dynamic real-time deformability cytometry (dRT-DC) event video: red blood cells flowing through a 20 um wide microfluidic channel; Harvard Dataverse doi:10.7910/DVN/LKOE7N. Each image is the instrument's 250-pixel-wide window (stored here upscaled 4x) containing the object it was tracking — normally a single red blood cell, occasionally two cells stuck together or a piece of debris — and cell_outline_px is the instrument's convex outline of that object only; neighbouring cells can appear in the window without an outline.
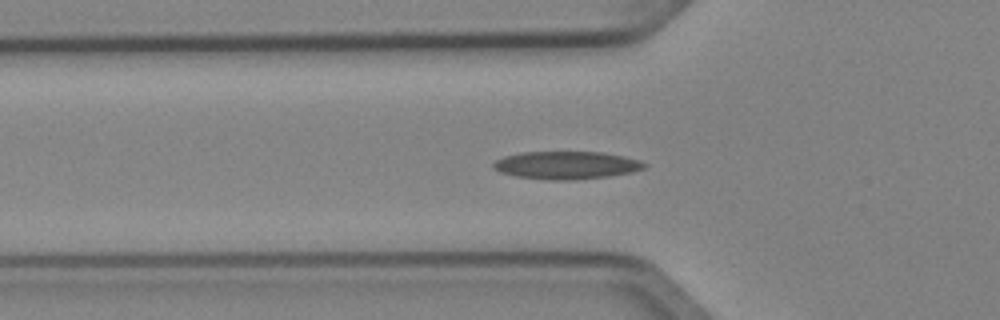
{"species": "Egyptian fruit bat (a non-hibernating species)", "species_latin": "Rousettus aegyptiacus", "temperature_condition": "cold", "stored_images_in_passage": 28, "camera_frame_rate_fps": 3000, "um_per_image_px": 0.085, "animal": {"sex": "female"}, "frame": {"image": 1, "passage_image": 10, "time_ms": 3.0, "image_size_px": [1000, 320], "cell_outline_px": [[648, 164], [644, 168], [632, 172], [608, 176], [572, 180], [548, 180], [516, 176], [500, 172], [492, 168], [492, 164], [496, 160], [504, 156], [520, 152], [604, 152], [624, 156], [640, 160]], "centroid_in_image_um": [48.14, 14.04], "position_along_channel_um": 77.7, "area_um2": 24.57}}
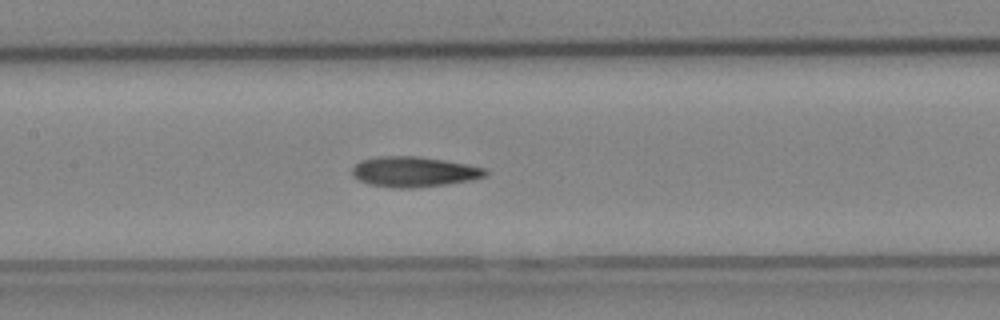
{"frame": {"image": 2, "passage_image": 17, "time_ms": 5.333, "image_size_px": [1000, 320], "cell_outline_px": [[488, 172], [484, 176], [472, 180], [448, 184], [412, 188], [392, 188], [368, 184], [352, 176], [352, 168], [360, 160], [380, 156], [420, 156], [468, 164], [488, 168]], "centroid_in_image_um": [35.2, 14.6], "position_along_channel_um": 172.2, "area_um2": 23.76}}
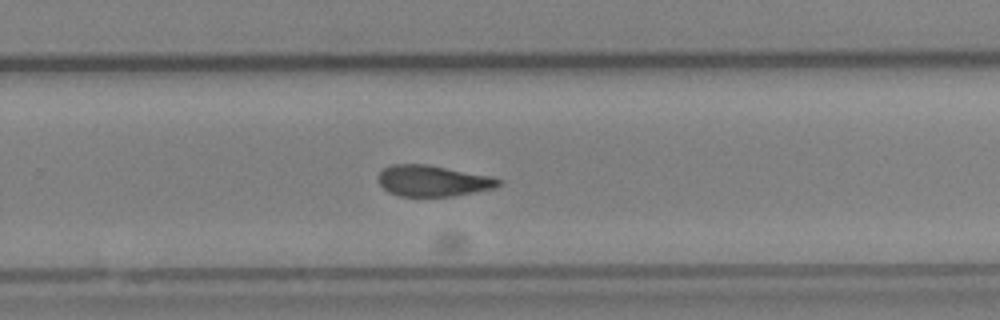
{"frame": {"image": 3, "passage_image": 26, "time_ms": 8.333, "image_size_px": [1000, 320], "cell_outline_px": [[504, 180], [496, 188], [452, 196], [400, 196], [388, 192], [380, 184], [380, 172], [384, 168], [392, 164], [428, 164], [492, 176]], "centroid_in_image_um": [36.85, 15.36], "position_along_channel_um": 293.0, "area_um2": 21.79}}